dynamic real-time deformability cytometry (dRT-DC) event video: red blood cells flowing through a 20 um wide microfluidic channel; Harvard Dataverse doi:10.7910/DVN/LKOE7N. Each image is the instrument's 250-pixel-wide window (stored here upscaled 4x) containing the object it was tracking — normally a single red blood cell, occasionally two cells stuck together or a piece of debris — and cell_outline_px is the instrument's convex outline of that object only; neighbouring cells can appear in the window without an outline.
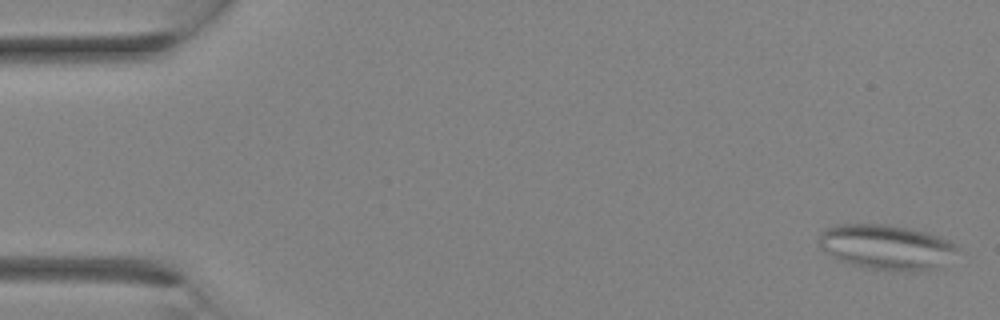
{"species": "Egyptian fruit bat (a non-hibernating species)", "species_latin": "Rousettus aegyptiacus", "temperature_condition": "room temperature", "stored_images_in_passage": 2, "camera_frame_rate_fps": 3000, "um_per_image_px": 0.085, "animal": {"sex": "female"}, "frame": {"image": 1, "passage_image": 1, "time_ms": 0.0, "image_size_px": [1000, 320], "cell_outline_px": [[960, 248], [944, 268], [936, 272], [892, 272], [864, 268], [840, 260], [824, 252], [820, 248], [820, 232], [836, 224], [888, 224], [928, 232], [952, 240]], "centroid_in_image_um": [75.48, 21.05], "position_along_channel_um": 9.5, "area_um2": 37.69}}